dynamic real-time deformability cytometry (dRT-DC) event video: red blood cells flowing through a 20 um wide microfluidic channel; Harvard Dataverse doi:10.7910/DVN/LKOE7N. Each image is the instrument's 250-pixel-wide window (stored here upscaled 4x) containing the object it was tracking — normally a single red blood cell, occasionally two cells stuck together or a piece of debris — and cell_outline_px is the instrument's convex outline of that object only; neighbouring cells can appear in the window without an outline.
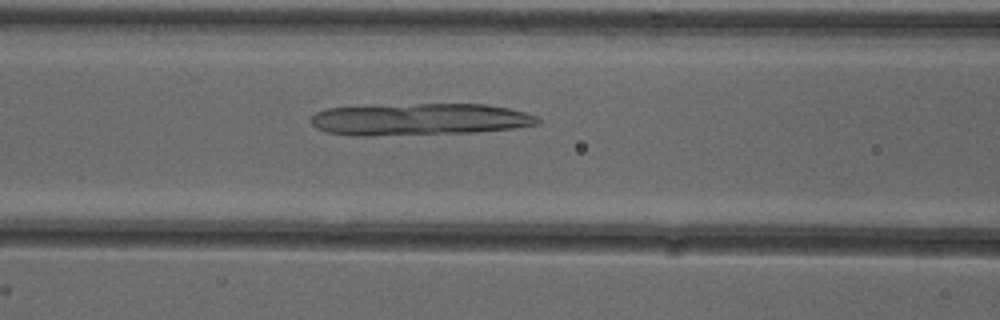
{"species": "common noctule bat (a hibernating species)", "species_latin": "Nyctalus noctula", "temperature_condition": "cold", "stored_images_in_passage": 52, "camera_frame_rate_fps": 3000, "um_per_image_px": 0.085, "animal": {"sex": "female"}, "frame": {"image": 1, "passage_image": 22, "time_ms": 7.0, "image_size_px": [1000, 320], "cell_outline_px": [[540, 120], [536, 124], [516, 128], [476, 132], [372, 136], [356, 136], [328, 132], [316, 128], [308, 120], [316, 112], [328, 108], [416, 104], [484, 104], [508, 108], [524, 112], [536, 116]], "centroid_in_image_um": [35.64, 10.15], "position_along_channel_um": 131.0, "area_um2": 42.14}}
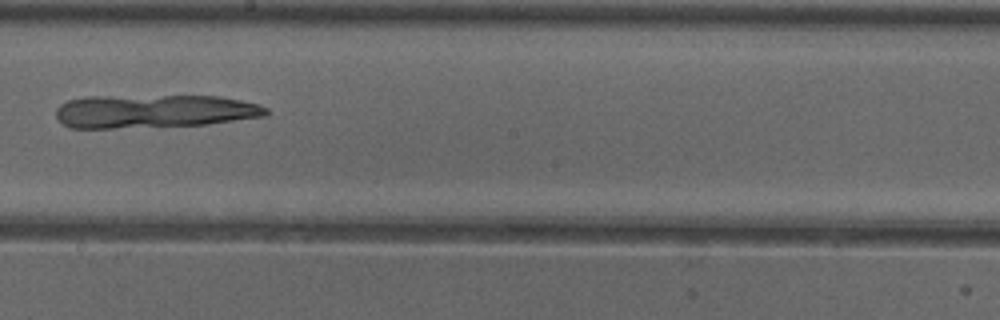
{"frame": {"image": 2, "passage_image": 30, "time_ms": 9.667, "image_size_px": [1000, 320], "cell_outline_px": [[268, 116], [208, 124], [112, 128], [72, 128], [64, 124], [56, 116], [56, 108], [60, 104], [68, 100], [88, 96], [220, 96], [260, 104], [268, 108]], "centroid_in_image_um": [13.13, 9.45], "position_along_channel_um": 235.1, "area_um2": 40.92}}
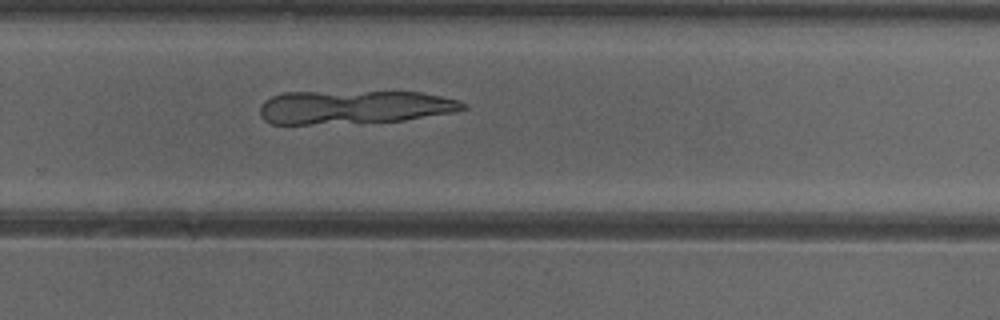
{"frame": {"image": 3, "passage_image": 35, "time_ms": 11.333, "image_size_px": [1000, 320], "cell_outline_px": [[468, 108], [452, 112], [404, 120], [308, 124], [272, 124], [264, 120], [260, 116], [260, 104], [264, 100], [272, 96], [284, 92], [420, 92], [460, 100], [468, 104]], "centroid_in_image_um": [30.07, 9.1], "position_along_channel_um": 299.7, "area_um2": 39.48}}